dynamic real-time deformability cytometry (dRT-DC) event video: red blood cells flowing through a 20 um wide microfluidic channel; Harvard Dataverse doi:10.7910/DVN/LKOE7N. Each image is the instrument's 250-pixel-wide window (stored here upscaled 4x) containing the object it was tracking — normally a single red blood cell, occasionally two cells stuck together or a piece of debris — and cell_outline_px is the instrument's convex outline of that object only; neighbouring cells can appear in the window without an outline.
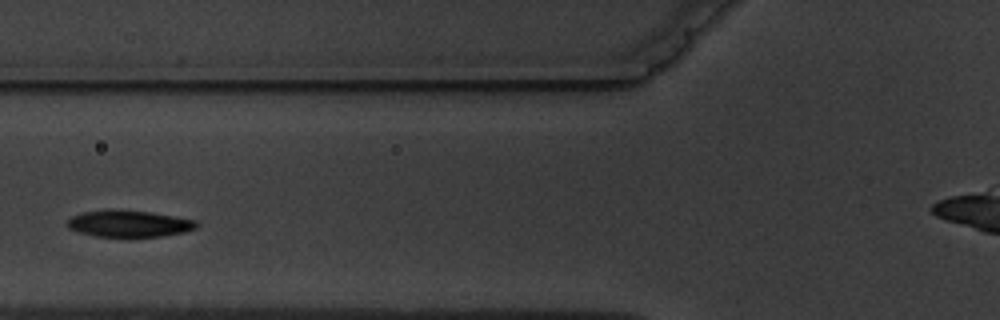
{"species": "common noctule bat (a hibernating species)", "species_latin": "Nyctalus noctula", "temperature_condition": "warm", "stored_images_in_passage": 6, "camera_frame_rate_fps": 3000, "um_per_image_px": 0.085, "animal": {"sex": "male", "body_mass_g": 19.5, "forearm_length_mm": 54.6}, "frame": {"image": 1, "passage_image": 4, "time_ms": 3.333, "image_size_px": [1000, 320], "cell_outline_px": [[200, 224], [196, 228], [184, 232], [164, 236], [128, 240], [96, 236], [80, 232], [68, 228], [64, 224], [72, 216], [80, 212], [108, 208], [120, 208], [152, 212], [196, 220]], "centroid_in_image_um": [10.94, 19.03], "position_along_channel_um": 114.9, "area_um2": 21.5}}
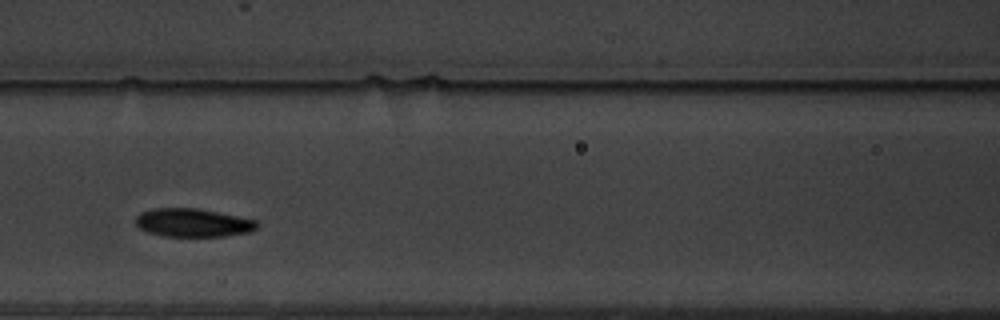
{"frame": {"image": 2, "passage_image": 5, "time_ms": 4.333, "image_size_px": [1000, 320], "cell_outline_px": [[260, 224], [256, 228], [248, 232], [224, 236], [164, 236], [148, 232], [140, 228], [132, 220], [140, 212], [152, 208], [196, 208], [256, 220]], "centroid_in_image_um": [16.34, 18.92], "position_along_channel_um": 150.3, "area_um2": 20.0}}